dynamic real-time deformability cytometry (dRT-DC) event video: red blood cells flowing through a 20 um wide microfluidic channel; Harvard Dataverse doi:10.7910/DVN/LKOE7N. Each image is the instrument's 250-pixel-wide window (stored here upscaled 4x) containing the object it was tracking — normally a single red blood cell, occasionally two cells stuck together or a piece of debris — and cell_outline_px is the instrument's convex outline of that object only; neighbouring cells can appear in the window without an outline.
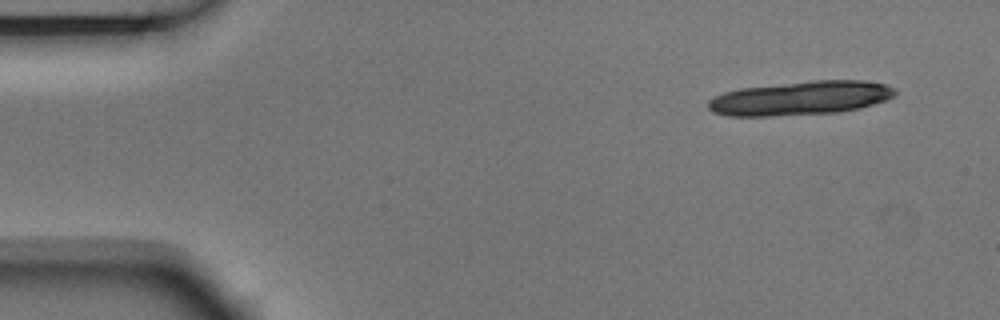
{"species": "Egyptian fruit bat (a non-hibernating species)", "species_latin": "Rousettus aegyptiacus", "temperature_condition": "room temperature", "stored_images_in_passage": 2, "camera_frame_rate_fps": 3000, "um_per_image_px": 0.085, "animal": {"sex": "male"}, "frame": {"image": 1, "passage_image": 1, "time_ms": 0.0, "image_size_px": [1000, 320], "cell_outline_px": [[896, 96], [888, 100], [860, 108], [836, 112], [772, 116], [728, 116], [712, 112], [708, 108], [708, 100], [724, 92], [740, 88], [812, 80], [864, 80], [884, 84], [896, 88]], "centroid_in_image_um": [68.07, 8.34], "position_along_channel_um": 16.9, "area_um2": 37.17}}
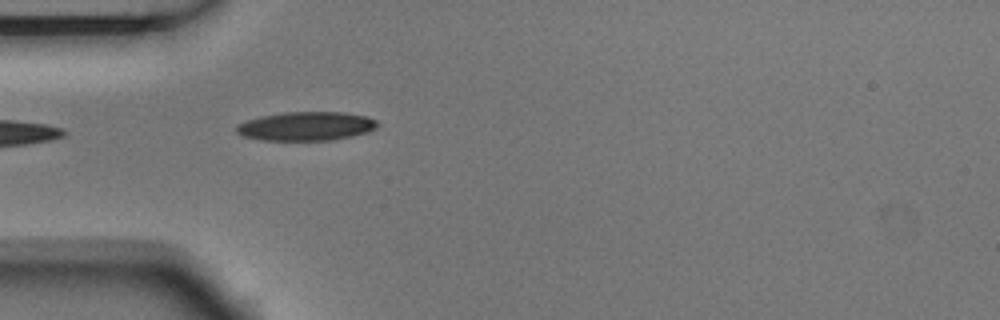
{"frame": {"image": 2, "passage_image": 2, "time_ms": 0.333, "image_size_px": [1000, 320], "cell_outline_px": [[380, 124], [376, 128], [368, 132], [352, 136], [332, 140], [260, 140], [244, 136], [236, 132], [236, 124], [248, 120], [264, 116], [284, 112], [344, 112], [368, 116], [376, 120]], "centroid_in_image_um": [26.07, 10.72], "position_along_channel_um": 58.9, "area_um2": 23.76}}